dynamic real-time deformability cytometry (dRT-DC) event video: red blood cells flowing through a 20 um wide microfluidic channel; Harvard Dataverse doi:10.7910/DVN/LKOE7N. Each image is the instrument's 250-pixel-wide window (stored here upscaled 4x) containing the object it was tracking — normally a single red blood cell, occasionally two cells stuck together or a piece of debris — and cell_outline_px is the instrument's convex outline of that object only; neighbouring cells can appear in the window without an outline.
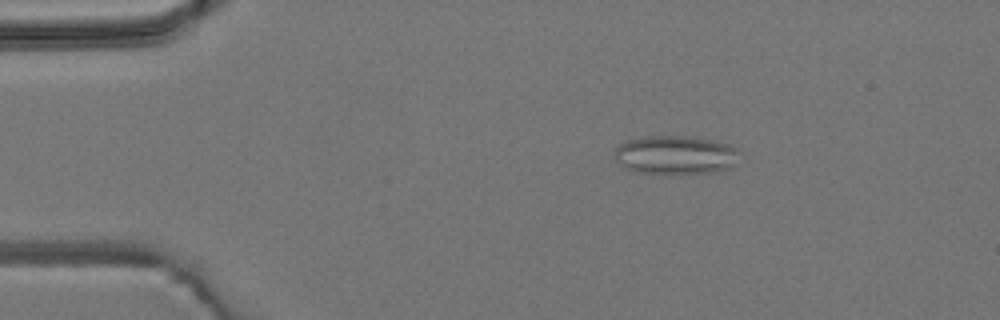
{"species": "common noctule bat (a hibernating species)", "species_latin": "Nyctalus noctula", "temperature_condition": "room temperature", "stored_images_in_passage": 5, "camera_frame_rate_fps": 3000, "um_per_image_px": 0.085, "animal": {"sex": "male", "body_mass_g": 19.2, "forearm_length_mm": 51.8}, "frame": {"image": 1, "passage_image": 2, "time_ms": 1.333, "image_size_px": [1000, 320], "cell_outline_px": [[732, 164], [728, 168], [712, 172], [636, 172], [620, 168], [612, 152], [620, 144], [628, 140], [648, 136], [684, 136], [712, 140], [728, 144], [732, 148]], "centroid_in_image_um": [57.22, 13.16], "position_along_channel_um": 27.8, "area_um2": 27.17}}
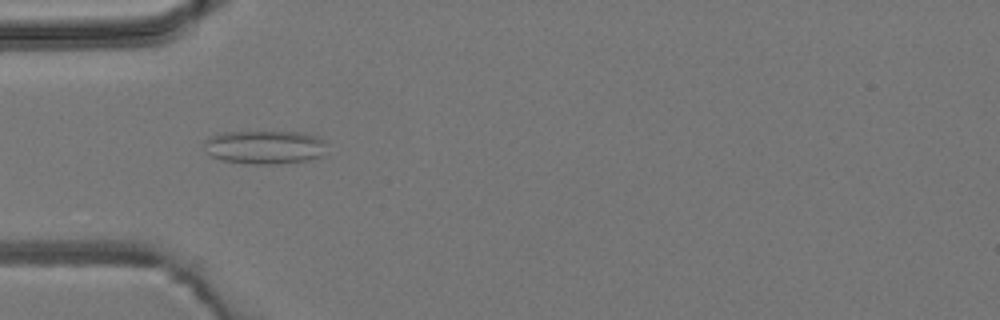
{"frame": {"image": 2, "passage_image": 4, "time_ms": 3.667, "image_size_px": [1000, 320], "cell_outline_px": [[324, 156], [312, 160], [280, 164], [244, 164], [220, 160], [212, 156], [208, 152], [204, 144], [204, 140], [220, 132], [300, 132], [316, 136], [324, 140]], "centroid_in_image_um": [22.51, 12.52], "position_along_channel_um": 62.5, "area_um2": 24.28}}